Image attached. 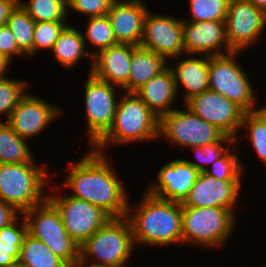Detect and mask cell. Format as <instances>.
I'll list each match as a JSON object with an SVG mask.
<instances>
[{
    "instance_id": "cell-36",
    "label": "cell",
    "mask_w": 266,
    "mask_h": 267,
    "mask_svg": "<svg viewBox=\"0 0 266 267\" xmlns=\"http://www.w3.org/2000/svg\"><path fill=\"white\" fill-rule=\"evenodd\" d=\"M67 22H35L33 32V56L44 51H51Z\"/></svg>"
},
{
    "instance_id": "cell-8",
    "label": "cell",
    "mask_w": 266,
    "mask_h": 267,
    "mask_svg": "<svg viewBox=\"0 0 266 267\" xmlns=\"http://www.w3.org/2000/svg\"><path fill=\"white\" fill-rule=\"evenodd\" d=\"M22 216L26 221L27 233L30 236L43 241L68 265L79 260V245L68 234L59 211L48 199L23 212Z\"/></svg>"
},
{
    "instance_id": "cell-33",
    "label": "cell",
    "mask_w": 266,
    "mask_h": 267,
    "mask_svg": "<svg viewBox=\"0 0 266 267\" xmlns=\"http://www.w3.org/2000/svg\"><path fill=\"white\" fill-rule=\"evenodd\" d=\"M189 21H225L230 0H188Z\"/></svg>"
},
{
    "instance_id": "cell-5",
    "label": "cell",
    "mask_w": 266,
    "mask_h": 267,
    "mask_svg": "<svg viewBox=\"0 0 266 267\" xmlns=\"http://www.w3.org/2000/svg\"><path fill=\"white\" fill-rule=\"evenodd\" d=\"M135 251L128 220L116 217L109 219L79 247V260L103 267H128Z\"/></svg>"
},
{
    "instance_id": "cell-14",
    "label": "cell",
    "mask_w": 266,
    "mask_h": 267,
    "mask_svg": "<svg viewBox=\"0 0 266 267\" xmlns=\"http://www.w3.org/2000/svg\"><path fill=\"white\" fill-rule=\"evenodd\" d=\"M63 108L30 91L19 100L17 106L5 120L22 138L33 139L44 132L56 119L63 116ZM43 131V132H42Z\"/></svg>"
},
{
    "instance_id": "cell-20",
    "label": "cell",
    "mask_w": 266,
    "mask_h": 267,
    "mask_svg": "<svg viewBox=\"0 0 266 267\" xmlns=\"http://www.w3.org/2000/svg\"><path fill=\"white\" fill-rule=\"evenodd\" d=\"M131 58L132 45L118 43L100 51L93 57L89 63V73L128 93Z\"/></svg>"
},
{
    "instance_id": "cell-22",
    "label": "cell",
    "mask_w": 266,
    "mask_h": 267,
    "mask_svg": "<svg viewBox=\"0 0 266 267\" xmlns=\"http://www.w3.org/2000/svg\"><path fill=\"white\" fill-rule=\"evenodd\" d=\"M135 93L159 118L176 109L173 108V104H176L178 92L173 72L169 67L151 78Z\"/></svg>"
},
{
    "instance_id": "cell-21",
    "label": "cell",
    "mask_w": 266,
    "mask_h": 267,
    "mask_svg": "<svg viewBox=\"0 0 266 267\" xmlns=\"http://www.w3.org/2000/svg\"><path fill=\"white\" fill-rule=\"evenodd\" d=\"M172 60L177 62L174 66L171 62L168 65L173 72L178 95L183 97L182 104L192 96L209 90V56L183 54Z\"/></svg>"
},
{
    "instance_id": "cell-3",
    "label": "cell",
    "mask_w": 266,
    "mask_h": 267,
    "mask_svg": "<svg viewBox=\"0 0 266 267\" xmlns=\"http://www.w3.org/2000/svg\"><path fill=\"white\" fill-rule=\"evenodd\" d=\"M160 118L136 93L123 92L118 100L114 121L109 131L92 147L106 154L108 147L129 145L159 139Z\"/></svg>"
},
{
    "instance_id": "cell-15",
    "label": "cell",
    "mask_w": 266,
    "mask_h": 267,
    "mask_svg": "<svg viewBox=\"0 0 266 267\" xmlns=\"http://www.w3.org/2000/svg\"><path fill=\"white\" fill-rule=\"evenodd\" d=\"M140 45L168 61L185 54L183 19L173 15L152 13L149 9L145 16Z\"/></svg>"
},
{
    "instance_id": "cell-26",
    "label": "cell",
    "mask_w": 266,
    "mask_h": 267,
    "mask_svg": "<svg viewBox=\"0 0 266 267\" xmlns=\"http://www.w3.org/2000/svg\"><path fill=\"white\" fill-rule=\"evenodd\" d=\"M27 142L7 122L0 121V164L37 161Z\"/></svg>"
},
{
    "instance_id": "cell-38",
    "label": "cell",
    "mask_w": 266,
    "mask_h": 267,
    "mask_svg": "<svg viewBox=\"0 0 266 267\" xmlns=\"http://www.w3.org/2000/svg\"><path fill=\"white\" fill-rule=\"evenodd\" d=\"M0 53L11 62L13 56L24 58V54L18 49L15 36L7 25L0 27Z\"/></svg>"
},
{
    "instance_id": "cell-34",
    "label": "cell",
    "mask_w": 266,
    "mask_h": 267,
    "mask_svg": "<svg viewBox=\"0 0 266 267\" xmlns=\"http://www.w3.org/2000/svg\"><path fill=\"white\" fill-rule=\"evenodd\" d=\"M235 140L225 135L219 142L204 146L189 148L195 155V161L186 159L199 172L206 171L211 164L219 159L233 144ZM226 146V147H225ZM197 161V162H196Z\"/></svg>"
},
{
    "instance_id": "cell-37",
    "label": "cell",
    "mask_w": 266,
    "mask_h": 267,
    "mask_svg": "<svg viewBox=\"0 0 266 267\" xmlns=\"http://www.w3.org/2000/svg\"><path fill=\"white\" fill-rule=\"evenodd\" d=\"M115 0H70L67 3V15L70 11L80 13L81 16L100 17L107 15Z\"/></svg>"
},
{
    "instance_id": "cell-4",
    "label": "cell",
    "mask_w": 266,
    "mask_h": 267,
    "mask_svg": "<svg viewBox=\"0 0 266 267\" xmlns=\"http://www.w3.org/2000/svg\"><path fill=\"white\" fill-rule=\"evenodd\" d=\"M44 165L36 161L0 164V200L20 214L42 204L47 199L50 178L57 176Z\"/></svg>"
},
{
    "instance_id": "cell-18",
    "label": "cell",
    "mask_w": 266,
    "mask_h": 267,
    "mask_svg": "<svg viewBox=\"0 0 266 267\" xmlns=\"http://www.w3.org/2000/svg\"><path fill=\"white\" fill-rule=\"evenodd\" d=\"M185 54L221 56L233 52L226 38L225 21L193 22L183 19Z\"/></svg>"
},
{
    "instance_id": "cell-19",
    "label": "cell",
    "mask_w": 266,
    "mask_h": 267,
    "mask_svg": "<svg viewBox=\"0 0 266 267\" xmlns=\"http://www.w3.org/2000/svg\"><path fill=\"white\" fill-rule=\"evenodd\" d=\"M149 8L144 0H115L107 16L117 43L141 44L144 20Z\"/></svg>"
},
{
    "instance_id": "cell-30",
    "label": "cell",
    "mask_w": 266,
    "mask_h": 267,
    "mask_svg": "<svg viewBox=\"0 0 266 267\" xmlns=\"http://www.w3.org/2000/svg\"><path fill=\"white\" fill-rule=\"evenodd\" d=\"M6 25L15 36L18 49L25 57H33V32L35 21L20 4L12 11Z\"/></svg>"
},
{
    "instance_id": "cell-41",
    "label": "cell",
    "mask_w": 266,
    "mask_h": 267,
    "mask_svg": "<svg viewBox=\"0 0 266 267\" xmlns=\"http://www.w3.org/2000/svg\"><path fill=\"white\" fill-rule=\"evenodd\" d=\"M11 61L0 53V78L6 77Z\"/></svg>"
},
{
    "instance_id": "cell-28",
    "label": "cell",
    "mask_w": 266,
    "mask_h": 267,
    "mask_svg": "<svg viewBox=\"0 0 266 267\" xmlns=\"http://www.w3.org/2000/svg\"><path fill=\"white\" fill-rule=\"evenodd\" d=\"M85 20H87L84 24L86 27H84L85 30H81V32L85 33H83V38L87 47V51L92 58L100 51L118 44L107 15L90 17ZM88 43L93 46V49H95L94 51L90 52L88 50Z\"/></svg>"
},
{
    "instance_id": "cell-29",
    "label": "cell",
    "mask_w": 266,
    "mask_h": 267,
    "mask_svg": "<svg viewBox=\"0 0 266 267\" xmlns=\"http://www.w3.org/2000/svg\"><path fill=\"white\" fill-rule=\"evenodd\" d=\"M245 132V138L250 141L259 161L266 165V111L261 107L258 110L246 112L240 132Z\"/></svg>"
},
{
    "instance_id": "cell-43",
    "label": "cell",
    "mask_w": 266,
    "mask_h": 267,
    "mask_svg": "<svg viewBox=\"0 0 266 267\" xmlns=\"http://www.w3.org/2000/svg\"><path fill=\"white\" fill-rule=\"evenodd\" d=\"M68 267H103V266H97V265L89 264L84 261L78 260L72 265H68Z\"/></svg>"
},
{
    "instance_id": "cell-32",
    "label": "cell",
    "mask_w": 266,
    "mask_h": 267,
    "mask_svg": "<svg viewBox=\"0 0 266 267\" xmlns=\"http://www.w3.org/2000/svg\"><path fill=\"white\" fill-rule=\"evenodd\" d=\"M240 144L239 140L235 141V143L204 172L219 180H243L242 175H244L245 163H242L238 153H234ZM234 147L235 150L232 152Z\"/></svg>"
},
{
    "instance_id": "cell-27",
    "label": "cell",
    "mask_w": 266,
    "mask_h": 267,
    "mask_svg": "<svg viewBox=\"0 0 266 267\" xmlns=\"http://www.w3.org/2000/svg\"><path fill=\"white\" fill-rule=\"evenodd\" d=\"M18 262L26 267H68L43 241L29 234L23 240Z\"/></svg>"
},
{
    "instance_id": "cell-24",
    "label": "cell",
    "mask_w": 266,
    "mask_h": 267,
    "mask_svg": "<svg viewBox=\"0 0 266 267\" xmlns=\"http://www.w3.org/2000/svg\"><path fill=\"white\" fill-rule=\"evenodd\" d=\"M73 25V23L72 25L68 24L63 29L50 51L53 53L55 61L58 62L57 64L68 70L77 67L76 64L82 62L86 56L93 60L87 51L81 29L77 28V25Z\"/></svg>"
},
{
    "instance_id": "cell-25",
    "label": "cell",
    "mask_w": 266,
    "mask_h": 267,
    "mask_svg": "<svg viewBox=\"0 0 266 267\" xmlns=\"http://www.w3.org/2000/svg\"><path fill=\"white\" fill-rule=\"evenodd\" d=\"M27 234V224L22 214L0 229V267H13L18 263L20 248Z\"/></svg>"
},
{
    "instance_id": "cell-12",
    "label": "cell",
    "mask_w": 266,
    "mask_h": 267,
    "mask_svg": "<svg viewBox=\"0 0 266 267\" xmlns=\"http://www.w3.org/2000/svg\"><path fill=\"white\" fill-rule=\"evenodd\" d=\"M196 116L216 126L235 141L240 140V130L246 111L220 93L207 90L192 96L183 103ZM240 137V138H239Z\"/></svg>"
},
{
    "instance_id": "cell-23",
    "label": "cell",
    "mask_w": 266,
    "mask_h": 267,
    "mask_svg": "<svg viewBox=\"0 0 266 267\" xmlns=\"http://www.w3.org/2000/svg\"><path fill=\"white\" fill-rule=\"evenodd\" d=\"M169 61L157 53L142 47L132 45V58L128 79V93H135L151 78L166 70Z\"/></svg>"
},
{
    "instance_id": "cell-39",
    "label": "cell",
    "mask_w": 266,
    "mask_h": 267,
    "mask_svg": "<svg viewBox=\"0 0 266 267\" xmlns=\"http://www.w3.org/2000/svg\"><path fill=\"white\" fill-rule=\"evenodd\" d=\"M19 215L13 206L0 200V229L11 224Z\"/></svg>"
},
{
    "instance_id": "cell-10",
    "label": "cell",
    "mask_w": 266,
    "mask_h": 267,
    "mask_svg": "<svg viewBox=\"0 0 266 267\" xmlns=\"http://www.w3.org/2000/svg\"><path fill=\"white\" fill-rule=\"evenodd\" d=\"M85 80L83 94L87 131L84 136L88 137L89 148H92L113 124L121 88L96 78L92 73Z\"/></svg>"
},
{
    "instance_id": "cell-13",
    "label": "cell",
    "mask_w": 266,
    "mask_h": 267,
    "mask_svg": "<svg viewBox=\"0 0 266 267\" xmlns=\"http://www.w3.org/2000/svg\"><path fill=\"white\" fill-rule=\"evenodd\" d=\"M225 30L230 49L242 53L262 38L266 14L248 0H230Z\"/></svg>"
},
{
    "instance_id": "cell-42",
    "label": "cell",
    "mask_w": 266,
    "mask_h": 267,
    "mask_svg": "<svg viewBox=\"0 0 266 267\" xmlns=\"http://www.w3.org/2000/svg\"><path fill=\"white\" fill-rule=\"evenodd\" d=\"M266 14V0H248Z\"/></svg>"
},
{
    "instance_id": "cell-11",
    "label": "cell",
    "mask_w": 266,
    "mask_h": 267,
    "mask_svg": "<svg viewBox=\"0 0 266 267\" xmlns=\"http://www.w3.org/2000/svg\"><path fill=\"white\" fill-rule=\"evenodd\" d=\"M176 108L160 118V138L182 149L219 142L225 134L216 126L196 116L185 106Z\"/></svg>"
},
{
    "instance_id": "cell-44",
    "label": "cell",
    "mask_w": 266,
    "mask_h": 267,
    "mask_svg": "<svg viewBox=\"0 0 266 267\" xmlns=\"http://www.w3.org/2000/svg\"><path fill=\"white\" fill-rule=\"evenodd\" d=\"M13 267H26V266H23V265H21L19 262L15 265V266H13Z\"/></svg>"
},
{
    "instance_id": "cell-45",
    "label": "cell",
    "mask_w": 266,
    "mask_h": 267,
    "mask_svg": "<svg viewBox=\"0 0 266 267\" xmlns=\"http://www.w3.org/2000/svg\"><path fill=\"white\" fill-rule=\"evenodd\" d=\"M262 108L266 111V102H265V104L262 106Z\"/></svg>"
},
{
    "instance_id": "cell-17",
    "label": "cell",
    "mask_w": 266,
    "mask_h": 267,
    "mask_svg": "<svg viewBox=\"0 0 266 267\" xmlns=\"http://www.w3.org/2000/svg\"><path fill=\"white\" fill-rule=\"evenodd\" d=\"M242 180H219L200 172L182 207H223L235 210L241 194Z\"/></svg>"
},
{
    "instance_id": "cell-35",
    "label": "cell",
    "mask_w": 266,
    "mask_h": 267,
    "mask_svg": "<svg viewBox=\"0 0 266 267\" xmlns=\"http://www.w3.org/2000/svg\"><path fill=\"white\" fill-rule=\"evenodd\" d=\"M28 82L23 79L3 77L0 78V116L6 115L8 119L19 100L29 90Z\"/></svg>"
},
{
    "instance_id": "cell-9",
    "label": "cell",
    "mask_w": 266,
    "mask_h": 267,
    "mask_svg": "<svg viewBox=\"0 0 266 267\" xmlns=\"http://www.w3.org/2000/svg\"><path fill=\"white\" fill-rule=\"evenodd\" d=\"M53 179L52 183L50 182L51 186L48 187L50 193H47V199L59 211L64 228L80 247L111 217L89 202L60 193L62 189L53 182Z\"/></svg>"
},
{
    "instance_id": "cell-2",
    "label": "cell",
    "mask_w": 266,
    "mask_h": 267,
    "mask_svg": "<svg viewBox=\"0 0 266 267\" xmlns=\"http://www.w3.org/2000/svg\"><path fill=\"white\" fill-rule=\"evenodd\" d=\"M140 199L132 203L129 198L125 216L136 247L182 244V204L159 199L146 190Z\"/></svg>"
},
{
    "instance_id": "cell-40",
    "label": "cell",
    "mask_w": 266,
    "mask_h": 267,
    "mask_svg": "<svg viewBox=\"0 0 266 267\" xmlns=\"http://www.w3.org/2000/svg\"><path fill=\"white\" fill-rule=\"evenodd\" d=\"M19 4V0H0V27L7 24L12 11Z\"/></svg>"
},
{
    "instance_id": "cell-16",
    "label": "cell",
    "mask_w": 266,
    "mask_h": 267,
    "mask_svg": "<svg viewBox=\"0 0 266 267\" xmlns=\"http://www.w3.org/2000/svg\"><path fill=\"white\" fill-rule=\"evenodd\" d=\"M199 173L186 159L172 158L157 171L156 180L148 181L145 190L159 199L182 204Z\"/></svg>"
},
{
    "instance_id": "cell-1",
    "label": "cell",
    "mask_w": 266,
    "mask_h": 267,
    "mask_svg": "<svg viewBox=\"0 0 266 267\" xmlns=\"http://www.w3.org/2000/svg\"><path fill=\"white\" fill-rule=\"evenodd\" d=\"M109 158L90 148L69 164L68 174L58 186L72 192L67 195L101 208L111 218L125 217L130 195Z\"/></svg>"
},
{
    "instance_id": "cell-6",
    "label": "cell",
    "mask_w": 266,
    "mask_h": 267,
    "mask_svg": "<svg viewBox=\"0 0 266 267\" xmlns=\"http://www.w3.org/2000/svg\"><path fill=\"white\" fill-rule=\"evenodd\" d=\"M237 218L228 208L182 207V245L224 247L234 234Z\"/></svg>"
},
{
    "instance_id": "cell-7",
    "label": "cell",
    "mask_w": 266,
    "mask_h": 267,
    "mask_svg": "<svg viewBox=\"0 0 266 267\" xmlns=\"http://www.w3.org/2000/svg\"><path fill=\"white\" fill-rule=\"evenodd\" d=\"M240 52L209 57V90L220 93L237 103L246 112L261 108L257 106L255 88L249 76L237 61ZM257 99V100H256ZM258 102V103H257Z\"/></svg>"
},
{
    "instance_id": "cell-31",
    "label": "cell",
    "mask_w": 266,
    "mask_h": 267,
    "mask_svg": "<svg viewBox=\"0 0 266 267\" xmlns=\"http://www.w3.org/2000/svg\"><path fill=\"white\" fill-rule=\"evenodd\" d=\"M20 6L35 22H67L65 0H19Z\"/></svg>"
}]
</instances>
